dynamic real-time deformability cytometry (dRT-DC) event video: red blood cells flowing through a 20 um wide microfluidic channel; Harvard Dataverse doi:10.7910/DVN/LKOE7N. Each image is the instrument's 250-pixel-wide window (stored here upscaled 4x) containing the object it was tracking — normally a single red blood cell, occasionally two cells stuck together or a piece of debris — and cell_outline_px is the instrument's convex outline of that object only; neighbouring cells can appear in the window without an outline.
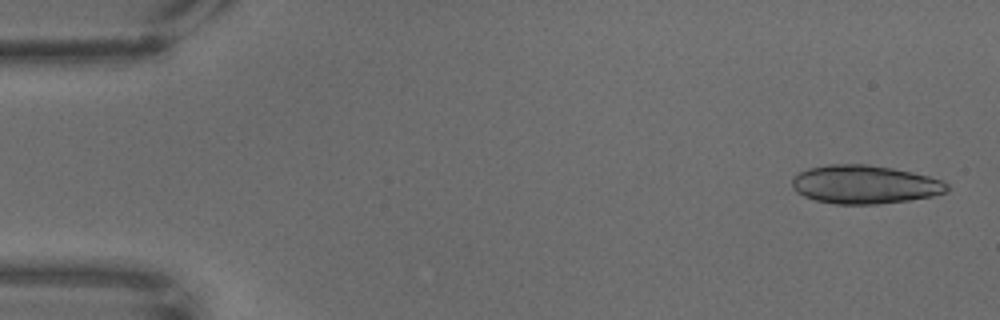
{"species": "common noctule bat (a hibernating species)", "species_latin": "Nyctalus noctula", "temperature_condition": "warm", "stored_images_in_passage": 67, "camera_frame_rate_fps": 3000, "um_per_image_px": 0.085, "animal": {"sex": "male", "body_mass_g": 18.8}, "frame": {"image": 1, "passage_image": 2, "time_ms": 0.333, "image_size_px": [1000, 320], "cell_outline_px": [[948, 192], [932, 196], [908, 200], [880, 204], [836, 204], [816, 200], [804, 196], [796, 192], [792, 188], [792, 176], [808, 168], [828, 164], [868, 164], [892, 168], [912, 172], [944, 180], [948, 184]], "centroid_in_image_um": [73.5, 15.68], "position_along_channel_um": 11.5, "area_um2": 34.97}}
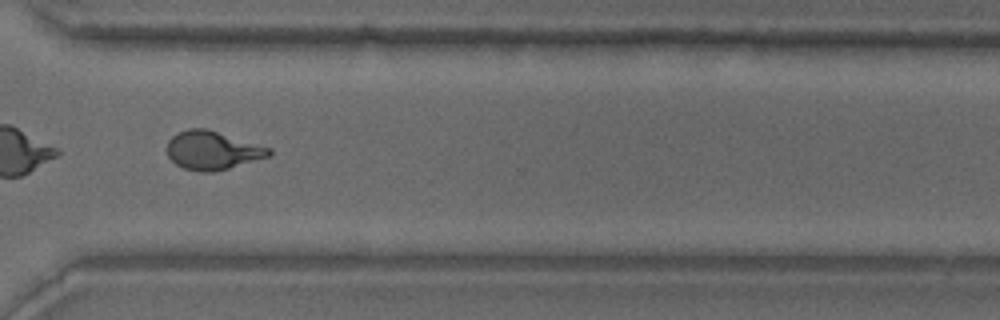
{"frame": {"image": 2, "passage_image": 50, "time_ms": 16.333, "image_size_px": [1000, 320], "cell_outline_px": [[272, 156], [228, 168], [212, 172], [200, 172], [184, 168], [176, 164], [168, 156], [168, 140], [176, 132], [188, 128], [204, 128], [272, 148]], "centroid_in_image_um": [18.07, 12.78], "position_along_channel_um": 352.5, "area_um2": 22.83}}